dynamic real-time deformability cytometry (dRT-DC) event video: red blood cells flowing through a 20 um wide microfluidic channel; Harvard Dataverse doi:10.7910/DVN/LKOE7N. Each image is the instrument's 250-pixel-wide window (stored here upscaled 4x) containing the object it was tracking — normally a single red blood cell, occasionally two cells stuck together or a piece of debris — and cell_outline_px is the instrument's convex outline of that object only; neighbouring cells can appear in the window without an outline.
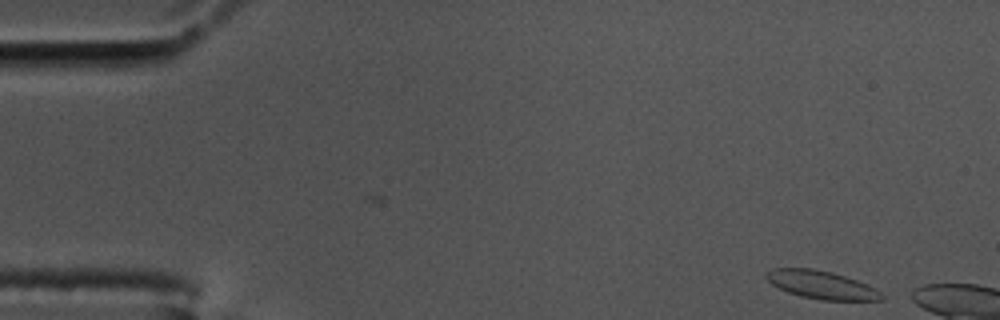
{"species": "common noctule bat (a hibernating species)", "species_latin": "Nyctalus noctula", "temperature_condition": "cold", "stored_images_in_passage": 10, "camera_frame_rate_fps": 3000, "um_per_image_px": 0.085, "animal": {"sex": "male", "body_mass_g": 17.5, "forearm_length_mm": 52.3}, "frame": {"image": 1, "passage_image": 1, "time_ms": 0.0, "image_size_px": [1000, 320], "cell_outline_px": [[884, 300], [820, 300], [800, 296], [788, 292], [772, 284], [764, 276], [764, 272], [772, 268], [812, 268], [832, 272], [868, 284], [876, 288], [884, 296]], "centroid_in_image_um": [69.81, 24.2], "position_along_channel_um": 15.2, "area_um2": 18.96}}